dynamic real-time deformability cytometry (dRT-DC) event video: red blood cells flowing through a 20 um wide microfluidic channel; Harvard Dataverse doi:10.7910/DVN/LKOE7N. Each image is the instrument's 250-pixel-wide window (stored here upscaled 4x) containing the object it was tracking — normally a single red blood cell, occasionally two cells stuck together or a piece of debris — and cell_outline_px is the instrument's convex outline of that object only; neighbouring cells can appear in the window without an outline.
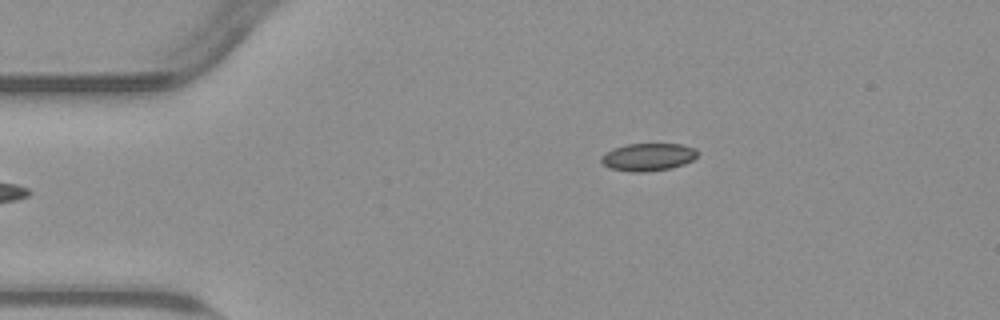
{"species": "common noctule bat (a hibernating species)", "species_latin": "Nyctalus noctula", "temperature_condition": "warm", "stored_images_in_passage": 45, "camera_frame_rate_fps": 3000, "um_per_image_px": 0.085, "animal": {"sex": "male", "body_mass_g": 23.1, "forearm_length_mm": 52.7}, "frame": {"image": 1, "passage_image": 1, "time_ms": 0.0, "image_size_px": [1000, 320], "cell_outline_px": [[700, 152], [692, 160], [684, 164], [672, 168], [644, 172], [632, 172], [608, 168], [600, 160], [600, 156], [612, 148], [628, 144], [680, 144], [696, 148]], "centroid_in_image_um": [55.08, 13.34], "position_along_channel_um": 29.9, "area_um2": 15.66}}
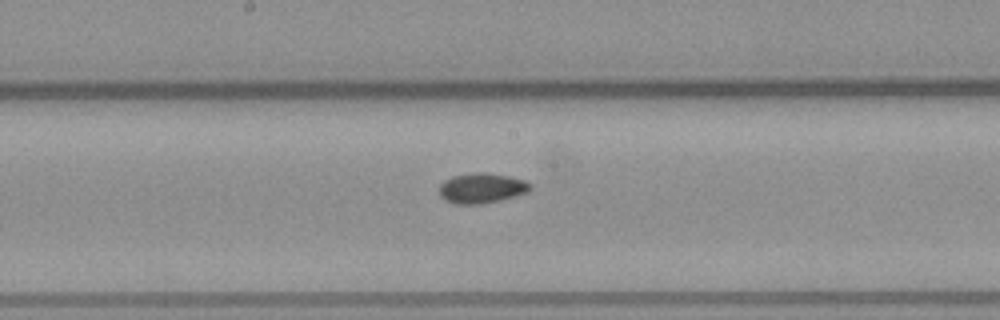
{"frame": {"image": 2, "passage_image": 19, "time_ms": 6.0, "image_size_px": [1000, 320], "cell_outline_px": [[532, 188], [528, 192], [516, 196], [484, 204], [456, 204], [444, 200], [440, 196], [440, 184], [444, 180], [452, 176], [476, 172], [484, 172], [508, 176], [524, 180], [532, 184]], "centroid_in_image_um": [40.95, 16.0], "position_along_channel_um": 207.3, "area_um2": 16.13}}
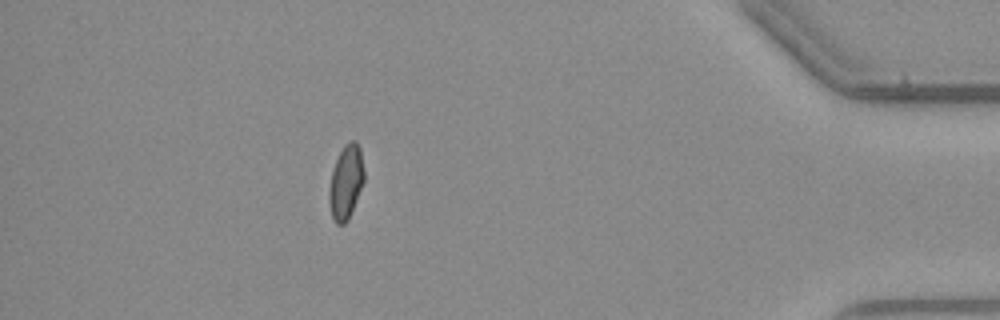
{"frame": {"image": 3, "passage_image": 39, "time_ms": 12.667, "image_size_px": [1000, 320], "cell_outline_px": [[364, 180], [348, 220], [344, 224], [336, 224], [332, 216], [328, 200], [328, 192], [332, 172], [336, 160], [344, 144], [348, 140], [356, 140], [360, 148], [364, 172]], "centroid_in_image_um": [29.4, 15.46], "position_along_channel_um": 405.8, "area_um2": 15.03}, "authors_computed_cell_mechanics": {"area_um2": 15.3748, "velocity_mm_per_s": 3.7914, "shape_relaxation_time_tau1_ms": null, "shape_relaxation_time_tau2_ms": 5.1116, "deformation_change_tau1": null, "deformation_change_tau2": 0.0703}}